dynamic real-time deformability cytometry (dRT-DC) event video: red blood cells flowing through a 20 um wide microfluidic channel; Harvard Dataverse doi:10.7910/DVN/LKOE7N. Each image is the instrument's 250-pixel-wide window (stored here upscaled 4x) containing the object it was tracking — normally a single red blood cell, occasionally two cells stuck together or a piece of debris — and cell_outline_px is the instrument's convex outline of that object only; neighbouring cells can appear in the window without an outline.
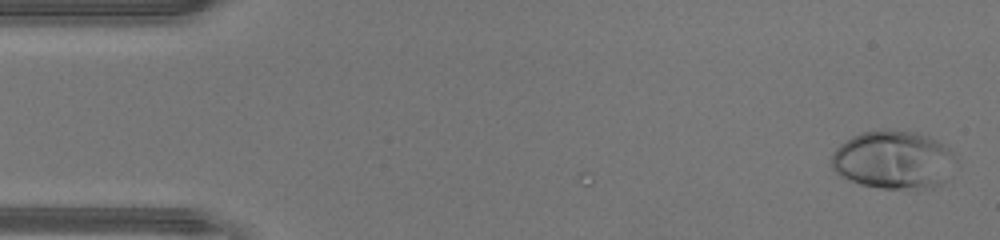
{"species": "human", "species_latin": "Homo sapiens", "temperature_condition": "warm", "stored_images_in_passage": 44, "camera_frame_rate_fps": 3000, "um_per_image_px": 0.085, "donor": {"sex": "male"}, "frame": {"image": 1, "passage_image": 2, "time_ms": 0.333, "image_size_px": [1000, 240], "cell_outline_px": [[956, 160], [944, 180], [932, 188], [880, 188], [860, 184], [840, 176], [832, 168], [832, 152], [840, 144], [852, 136], [864, 132], [880, 128], [888, 128], [916, 132], [928, 136], [936, 140], [948, 148], [956, 156]], "centroid_in_image_um": [75.91, 13.56], "position_along_channel_um": 9.1, "area_um2": 42.25}}
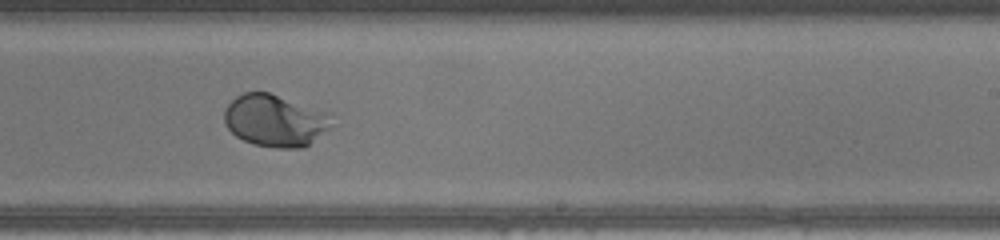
{"frame": {"image": 2, "passage_image": 27, "time_ms": 8.667, "image_size_px": [1000, 240], "cell_outline_px": [[332, 112], [328, 128], [304, 148], [276, 148], [252, 144], [236, 136], [224, 124], [224, 112], [228, 104], [236, 96], [244, 92], [268, 92]], "centroid_in_image_um": [23.37, 10.24], "position_along_channel_um": 265.6, "area_um2": 32.66}}
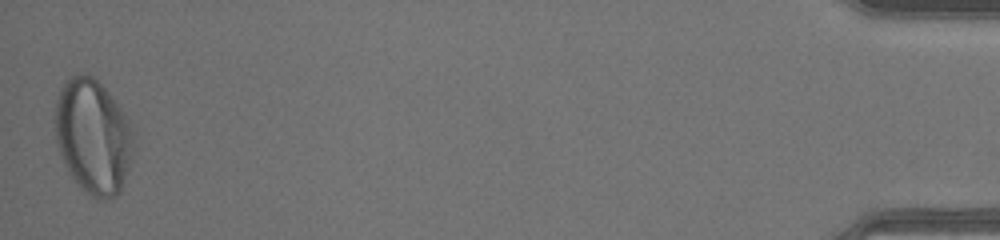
{"frame": {"image": 3, "passage_image": 44, "time_ms": 14.333, "image_size_px": [1000, 240], "cell_outline_px": [[136, 144], [120, 192], [116, 196], [108, 200], [96, 200], [88, 196], [80, 188], [68, 172], [60, 156], [56, 140], [56, 100], [60, 88], [76, 72], [88, 72], [104, 88], [120, 108], [136, 132]], "centroid_in_image_um": [7.93, 11.64], "position_along_channel_um": 427.3, "area_um2": 53.06}}